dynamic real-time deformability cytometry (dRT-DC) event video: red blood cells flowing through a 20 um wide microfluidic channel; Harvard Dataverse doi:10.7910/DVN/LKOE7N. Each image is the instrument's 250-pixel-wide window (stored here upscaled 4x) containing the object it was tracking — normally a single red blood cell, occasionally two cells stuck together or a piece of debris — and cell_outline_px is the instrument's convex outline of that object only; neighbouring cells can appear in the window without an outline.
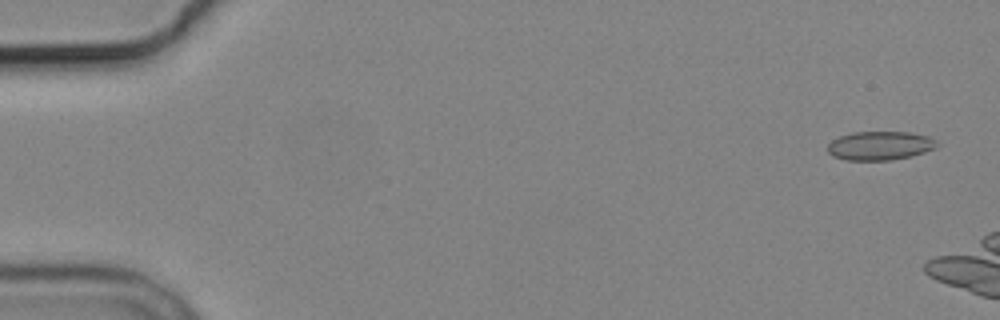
{"species": "common noctule bat (a hibernating species)", "species_latin": "Nyctalus noctula", "temperature_condition": "cold", "stored_images_in_passage": 3, "camera_frame_rate_fps": 3000, "um_per_image_px": 0.085, "animal": {"sex": "male", "body_mass_g": 19.2, "forearm_length_mm": 51.8}, "frame": {"image": 1, "passage_image": 1, "time_ms": 0.0, "image_size_px": [1000, 320], "cell_outline_px": [[940, 144], [936, 148], [912, 156], [892, 160], [844, 160], [832, 156], [828, 152], [828, 144], [832, 140], [840, 136], [852, 132], [908, 132], [928, 136], [936, 140]], "centroid_in_image_um": [74.81, 12.39], "position_along_channel_um": 10.2, "area_um2": 18.5}}